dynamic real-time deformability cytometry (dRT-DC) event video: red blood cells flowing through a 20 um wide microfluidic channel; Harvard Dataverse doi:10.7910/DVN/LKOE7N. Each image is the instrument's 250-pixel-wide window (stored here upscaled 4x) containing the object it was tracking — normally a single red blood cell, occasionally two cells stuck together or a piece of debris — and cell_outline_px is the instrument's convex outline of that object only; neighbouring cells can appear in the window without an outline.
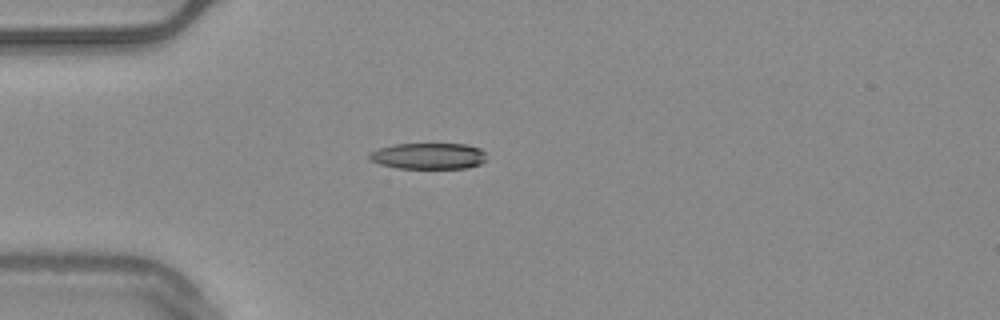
{"species": "common noctule bat (a hibernating species)", "species_latin": "Nyctalus noctula", "temperature_condition": "warm", "stored_images_in_passage": 40, "camera_frame_rate_fps": 3000, "um_per_image_px": 0.085, "animal": {"sex": "male", "body_mass_g": 20.4}, "frame": {"image": 1, "passage_image": 1, "time_ms": 0.0, "image_size_px": [1000, 320], "cell_outline_px": [[488, 160], [480, 164], [468, 168], [400, 168], [380, 164], [368, 160], [368, 156], [376, 148], [396, 144], [464, 144], [480, 148], [484, 152]], "centroid_in_image_um": [36.43, 13.26], "position_along_channel_um": 48.6, "area_um2": 17.98}}
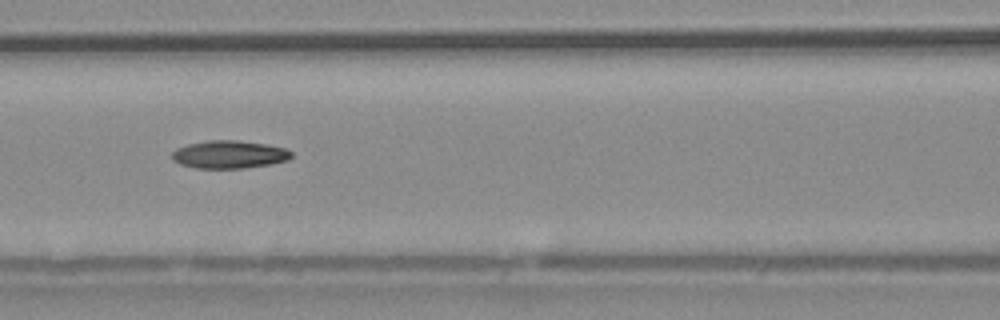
{"frame": {"image": 2, "passage_image": 10, "time_ms": 3.0, "image_size_px": [1000, 320], "cell_outline_px": [[292, 156], [288, 160], [272, 164], [244, 168], [196, 168], [180, 164], [172, 160], [172, 152], [176, 148], [188, 144], [208, 140], [240, 140], [268, 144], [284, 148], [292, 152]], "centroid_in_image_um": [19.49, 13.12], "position_along_channel_um": 147.1, "area_um2": 19.54}}
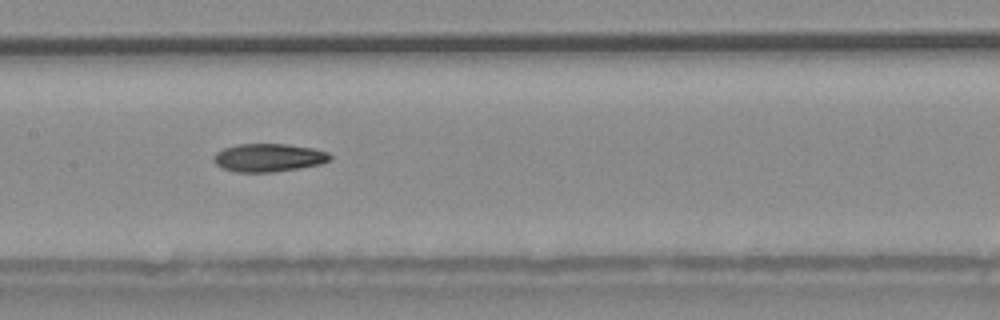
{"frame": {"image": 3, "passage_image": 13, "time_ms": 4.0, "image_size_px": [1000, 320], "cell_outline_px": [[332, 160], [320, 164], [300, 168], [272, 172], [236, 172], [220, 168], [212, 160], [212, 156], [216, 152], [224, 148], [240, 144], [288, 144], [312, 148], [328, 152], [332, 156]], "centroid_in_image_um": [22.82, 13.4], "position_along_channel_um": 184.6, "area_um2": 19.25}, "authors_computed_cell_mechanics": {"area_um2": 18.9584, "velocity_mm_per_s": 3.7464, "shape_relaxation_time_tau1_ms": 11.0805, "shape_relaxation_time_tau2_ms": 9.8, "deformation_change_tau1": 0.2444, "deformation_change_tau2": 0.2147}}